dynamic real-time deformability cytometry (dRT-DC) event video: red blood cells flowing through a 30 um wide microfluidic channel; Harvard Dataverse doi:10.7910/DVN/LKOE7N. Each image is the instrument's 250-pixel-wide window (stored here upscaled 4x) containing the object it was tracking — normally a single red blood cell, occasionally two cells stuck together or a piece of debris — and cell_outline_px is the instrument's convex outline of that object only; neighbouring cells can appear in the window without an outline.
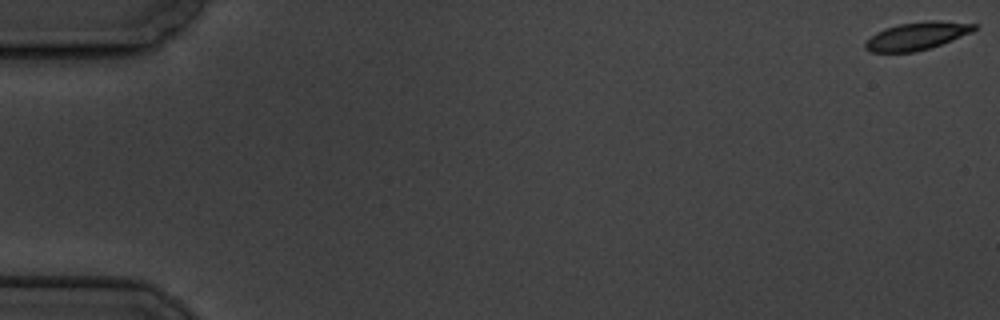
{"species": "common noctule bat (a hibernating species)", "species_latin": "Nyctalus noctula", "temperature_condition": "cold", "stored_images_in_passage": 5, "camera_frame_rate_fps": 3000, "um_per_image_px": 0.085, "animal": {"sex": "male", "body_mass_g": 19.5, "forearm_length_mm": 54.6}, "frame": {"image": 1, "passage_image": 1, "time_ms": 0.0, "image_size_px": [1000, 320], "cell_outline_px": [[980, 24], [972, 32], [952, 40], [928, 48], [912, 52], [872, 52], [864, 48], [864, 44], [876, 32], [884, 28], [900, 24], [928, 20], [940, 20]], "centroid_in_image_um": [77.96, 3.04], "position_along_channel_um": 7.0, "area_um2": 17.57}}
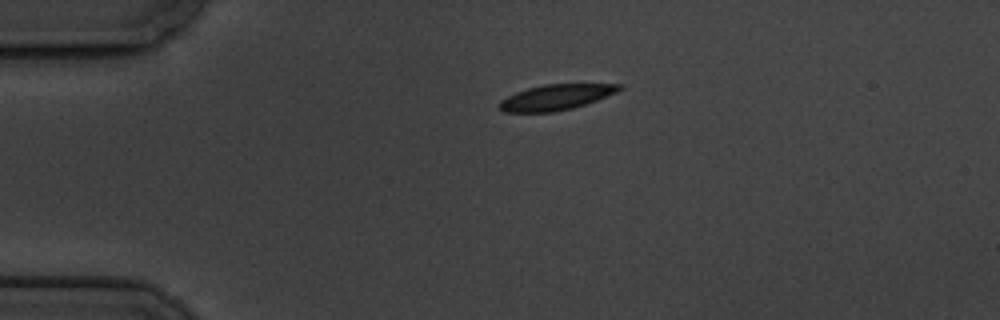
{"frame": {"image": 2, "passage_image": 4, "time_ms": 4.333, "image_size_px": [1000, 320], "cell_outline_px": [[624, 88], [616, 92], [596, 100], [572, 108], [552, 112], [504, 112], [500, 108], [500, 100], [516, 92], [528, 88], [544, 84], [624, 84]], "centroid_in_image_um": [47.27, 8.25], "position_along_channel_um": 37.7, "area_um2": 17.63}}